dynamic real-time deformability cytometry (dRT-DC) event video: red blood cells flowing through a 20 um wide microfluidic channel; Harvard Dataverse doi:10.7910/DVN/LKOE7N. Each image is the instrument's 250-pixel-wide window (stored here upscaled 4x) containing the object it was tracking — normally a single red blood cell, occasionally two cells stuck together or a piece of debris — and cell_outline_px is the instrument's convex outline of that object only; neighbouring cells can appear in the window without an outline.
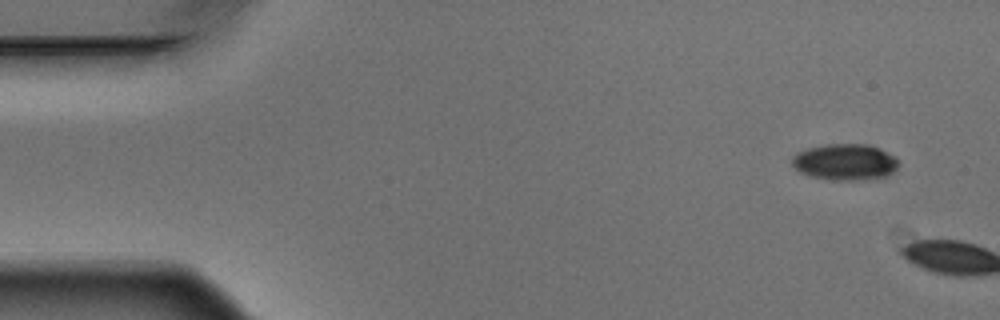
{"species": "Egyptian fruit bat (a non-hibernating species)", "species_latin": "Rousettus aegyptiacus", "temperature_condition": "warm", "stored_images_in_passage": 2, "camera_frame_rate_fps": 3000, "um_per_image_px": 0.085, "animal": {"sex": "male"}, "frame": {"image": 1, "passage_image": 1, "time_ms": 0.0, "image_size_px": [1000, 320], "cell_outline_px": [[900, 164], [896, 172], [888, 176], [876, 180], [828, 180], [812, 176], [800, 172], [792, 164], [792, 156], [796, 152], [808, 148], [824, 144], [868, 144], [880, 148], [892, 156]], "centroid_in_image_um": [71.86, 13.79], "position_along_channel_um": 13.1, "area_um2": 22.95}}